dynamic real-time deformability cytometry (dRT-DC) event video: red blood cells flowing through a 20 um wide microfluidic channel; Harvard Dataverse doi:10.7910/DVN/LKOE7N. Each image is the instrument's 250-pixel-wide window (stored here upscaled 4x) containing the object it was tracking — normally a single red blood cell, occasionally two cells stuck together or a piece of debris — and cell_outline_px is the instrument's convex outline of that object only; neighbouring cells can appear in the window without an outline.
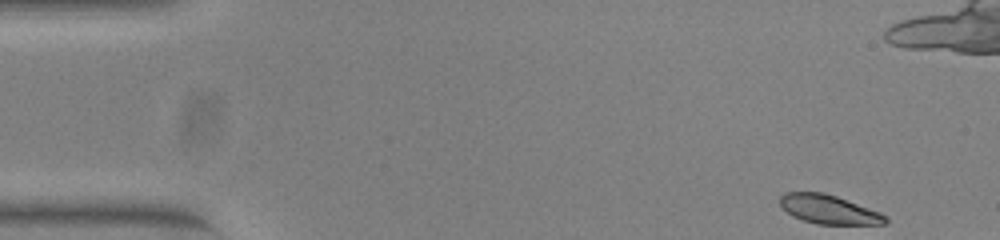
{"species": "common noctule bat (a hibernating species)", "species_latin": "Nyctalus noctula", "temperature_condition": "warm", "stored_images_in_passage": 51, "camera_frame_rate_fps": 3000, "um_per_image_px": 0.085, "animal": {"sex": "female", "body_mass_g": 23.0, "forearm_length_mm": 53.4}, "frame": {"image": 1, "passage_image": 1, "time_ms": 0.0, "image_size_px": [1000, 240], "cell_outline_px": [[888, 224], [816, 224], [792, 216], [780, 204], [780, 196], [784, 192], [824, 192], [836, 196], [880, 212], [888, 220]], "centroid_in_image_um": [70.44, 17.8], "position_along_channel_um": 14.6, "area_um2": 17.63}}
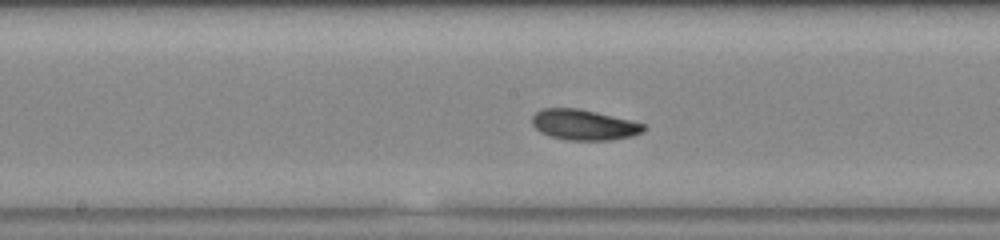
{"frame": {"image": 2, "passage_image": 24, "time_ms": 7.667, "image_size_px": [1000, 240], "cell_outline_px": [[644, 128], [640, 132], [632, 136], [612, 140], [564, 140], [540, 132], [532, 124], [532, 116], [536, 112], [544, 108], [576, 108], [596, 112], [644, 124]], "centroid_in_image_um": [49.58, 10.61], "position_along_channel_um": 198.6, "area_um2": 19.54}}
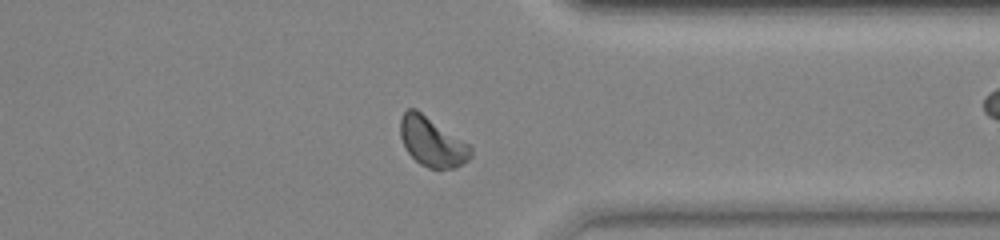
{"frame": {"image": 3, "passage_image": 38, "time_ms": 12.333, "image_size_px": [1000, 240], "cell_outline_px": [[472, 156], [464, 164], [456, 168], [428, 168], [420, 164], [408, 152], [400, 136], [400, 120], [404, 112], [408, 108], [416, 108], [468, 144], [472, 148]], "centroid_in_image_um": [36.73, 12.06], "position_along_channel_um": 374.7, "area_um2": 20.11}}